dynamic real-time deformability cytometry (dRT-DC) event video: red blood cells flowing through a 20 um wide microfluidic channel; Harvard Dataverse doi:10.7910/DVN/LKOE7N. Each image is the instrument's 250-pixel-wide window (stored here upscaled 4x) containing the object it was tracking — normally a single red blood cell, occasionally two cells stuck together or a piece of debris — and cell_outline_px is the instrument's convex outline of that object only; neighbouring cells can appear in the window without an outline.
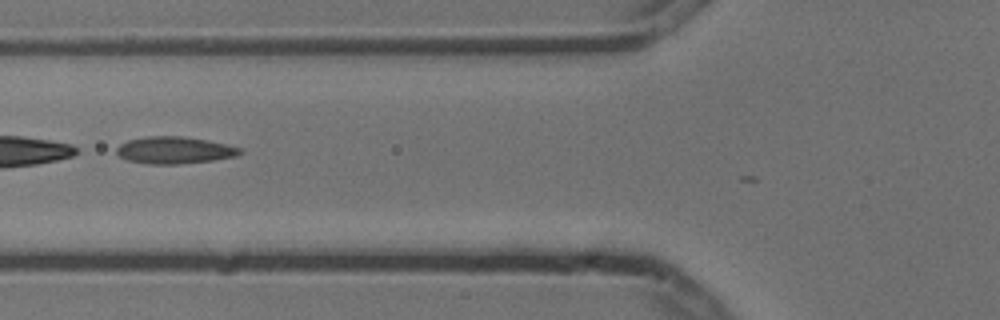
{"species": "common noctule bat (a hibernating species)", "species_latin": "Nyctalus noctula", "temperature_condition": "cold", "stored_images_in_passage": 3, "camera_frame_rate_fps": 3000, "um_per_image_px": 0.085, "animal": {"sex": "male", "body_mass_g": 13.3}, "frame": {"image": 1, "passage_image": 3, "time_ms": 0.667, "image_size_px": [1000, 320], "cell_outline_px": [[244, 152], [236, 156], [212, 160], [176, 164], [148, 164], [128, 160], [120, 156], [116, 152], [116, 148], [120, 144], [128, 140], [148, 136], [180, 136], [208, 140], [228, 144], [240, 148]], "centroid_in_image_um": [14.84, 12.76], "position_along_channel_um": 111.0, "area_um2": 19.36}}